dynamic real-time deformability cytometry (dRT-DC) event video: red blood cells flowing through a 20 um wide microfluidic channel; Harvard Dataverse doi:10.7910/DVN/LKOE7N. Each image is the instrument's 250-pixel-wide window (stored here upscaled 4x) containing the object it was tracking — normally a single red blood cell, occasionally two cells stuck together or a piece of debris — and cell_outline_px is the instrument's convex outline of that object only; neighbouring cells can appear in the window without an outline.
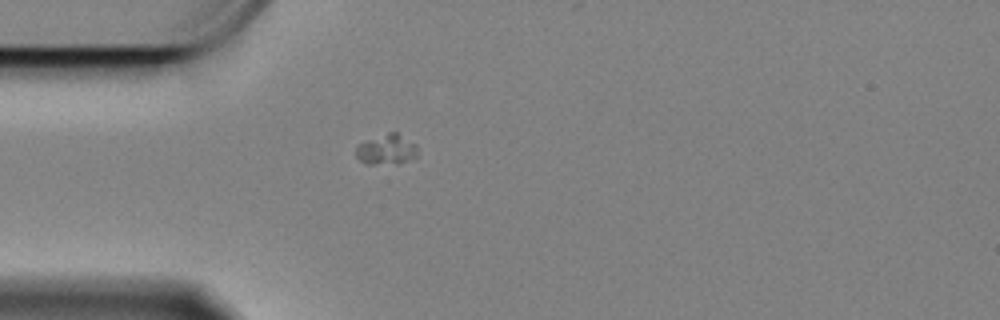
{"species": "Egyptian fruit bat (a non-hibernating species)", "species_latin": "Rousettus aegyptiacus", "temperature_condition": "cold", "stored_images_in_passage": 42, "camera_frame_rate_fps": 3000, "um_per_image_px": 0.085, "animal": {"sex": "female"}, "frame": {"image": 1, "passage_image": 1, "time_ms": 0.0, "image_size_px": [1000, 320], "cell_outline_px": [[416, 156], [396, 164], [368, 164], [360, 160], [356, 156], [356, 148], [360, 144], [368, 140], [388, 132], [396, 132], [416, 144]], "centroid_in_image_um": [32.85, 12.71], "position_along_channel_um": 52.2, "area_um2": 10.58}}
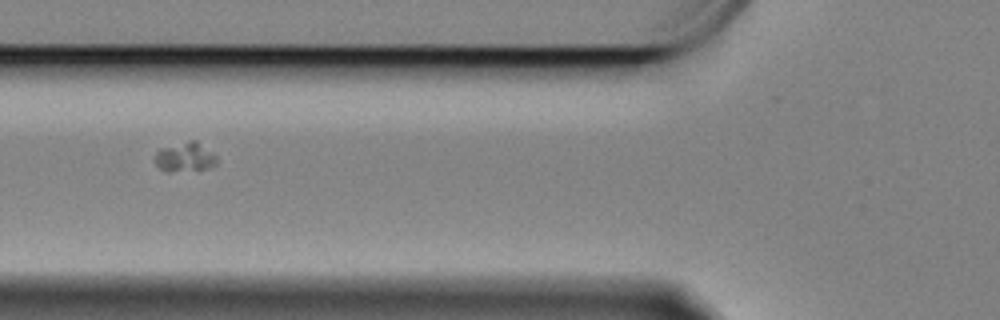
{"frame": {"image": 2, "passage_image": 7, "time_ms": 2.0, "image_size_px": [1000, 320], "cell_outline_px": [[216, 164], [204, 168], [168, 172], [160, 168], [156, 164], [156, 152], [160, 148], [188, 140], [196, 140], [212, 152], [216, 156]], "centroid_in_image_um": [15.71, 13.32], "position_along_channel_um": 110.1, "area_um2": 10.35}}